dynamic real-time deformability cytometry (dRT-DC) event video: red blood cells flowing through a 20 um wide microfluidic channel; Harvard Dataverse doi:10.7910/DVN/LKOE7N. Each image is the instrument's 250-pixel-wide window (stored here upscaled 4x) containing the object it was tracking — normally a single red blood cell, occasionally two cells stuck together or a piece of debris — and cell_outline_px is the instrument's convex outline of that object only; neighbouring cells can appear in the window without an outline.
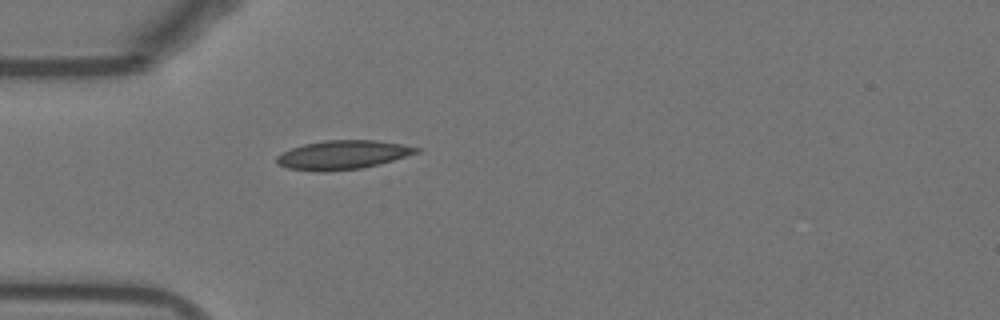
{"species": "Egyptian fruit bat (a non-hibernating species)", "species_latin": "Rousettus aegyptiacus", "temperature_condition": "warm", "stored_images_in_passage": 38, "camera_frame_rate_fps": 3000, "um_per_image_px": 0.085, "animal": {"sex": "female"}, "frame": {"image": 1, "passage_image": 1, "time_ms": 0.0, "image_size_px": [1000, 320], "cell_outline_px": [[420, 152], [392, 160], [360, 168], [324, 172], [288, 168], [280, 164], [276, 160], [276, 156], [292, 148], [304, 144], [324, 140], [376, 140], [400, 144], [420, 148]], "centroid_in_image_um": [29.13, 13.15], "position_along_channel_um": 55.9, "area_um2": 23.12}}
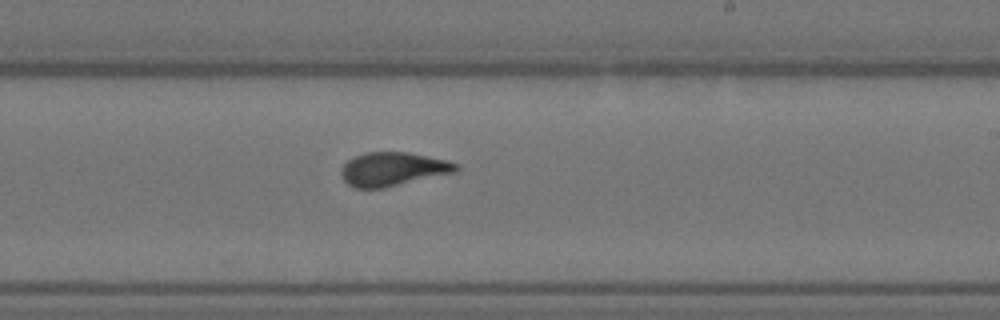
{"frame": {"image": 2, "passage_image": 17, "time_ms": 5.333, "image_size_px": [1000, 320], "cell_outline_px": [[460, 168], [456, 172], [384, 188], [356, 188], [348, 184], [344, 180], [340, 172], [344, 164], [348, 160], [356, 156], [368, 152], [408, 152], [448, 160], [460, 164]], "centroid_in_image_um": [33.44, 14.37], "position_along_channel_um": 255.6, "area_um2": 22.6}}
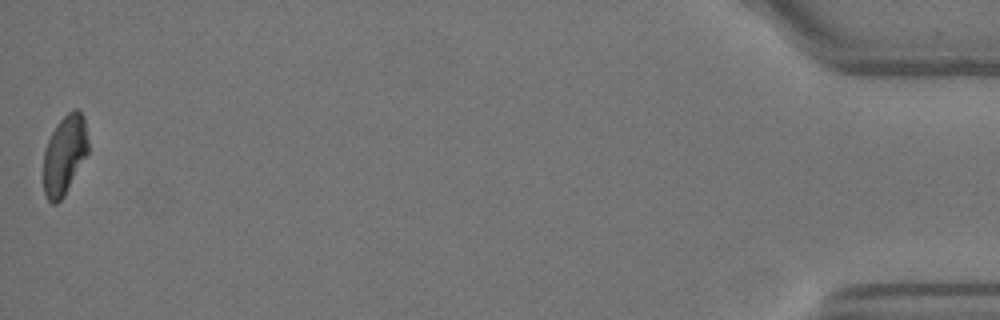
{"frame": {"image": 3, "passage_image": 38, "time_ms": 12.333, "image_size_px": [1000, 320], "cell_outline_px": [[88, 152], [64, 196], [56, 204], [52, 204], [48, 200], [44, 192], [44, 148], [52, 132], [60, 120], [72, 108], [76, 108], [84, 116], [88, 140]], "centroid_in_image_um": [5.49, 13.15], "position_along_channel_um": 429.7, "area_um2": 20.58}, "authors_computed_cell_mechanics": {"area_um2": 22.2241, "velocity_mm_per_s": 3.8482, "shape_relaxation_time_tau1_ms": 4.1849, "shape_relaxation_time_tau2_ms": 0.7421, "deformation_change_tau1": 0.2048, "deformation_change_tau2": 0.0789}}